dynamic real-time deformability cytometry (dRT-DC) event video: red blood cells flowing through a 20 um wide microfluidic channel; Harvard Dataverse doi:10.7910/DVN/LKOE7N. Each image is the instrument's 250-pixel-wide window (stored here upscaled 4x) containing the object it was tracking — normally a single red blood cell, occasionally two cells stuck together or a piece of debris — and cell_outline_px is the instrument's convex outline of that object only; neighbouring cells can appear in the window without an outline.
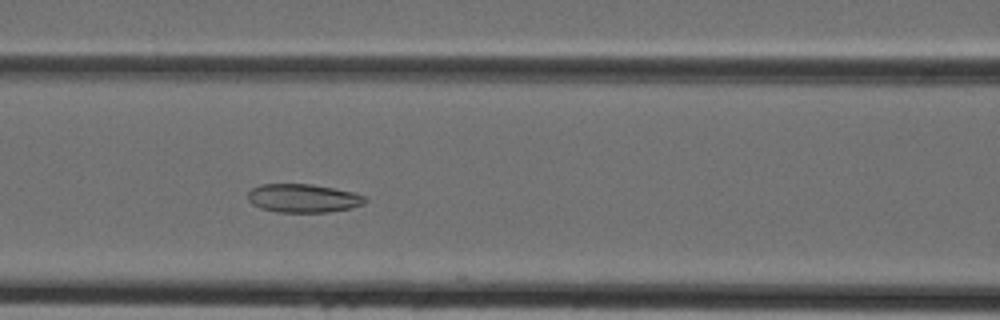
{"species": "Egyptian fruit bat (a non-hibernating species)", "species_latin": "Rousettus aegyptiacus", "temperature_condition": "cold", "stored_images_in_passage": 42, "camera_frame_rate_fps": 3000, "um_per_image_px": 0.085, "animal": {"sex": "female"}, "frame": {"image": 1, "passage_image": 16, "time_ms": 5.0, "image_size_px": [1000, 320], "cell_outline_px": [[368, 200], [364, 204], [352, 208], [328, 212], [276, 212], [260, 208], [252, 204], [248, 200], [248, 192], [252, 188], [260, 184], [312, 184], [352, 192], [364, 196]], "centroid_in_image_um": [25.76, 16.85], "position_along_channel_um": 140.8, "area_um2": 19.54}}
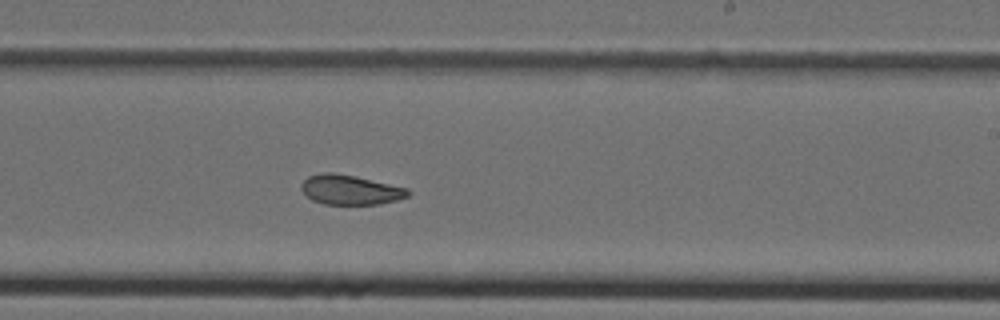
{"frame": {"image": 2, "passage_image": 24, "time_ms": 7.667, "image_size_px": [1000, 320], "cell_outline_px": [[412, 192], [408, 196], [396, 200], [380, 204], [324, 204], [312, 200], [300, 188], [300, 184], [308, 176], [324, 172], [332, 172], [352, 176], [408, 188]], "centroid_in_image_um": [29.76, 16.14], "position_along_channel_um": 259.2, "area_um2": 18.26}}
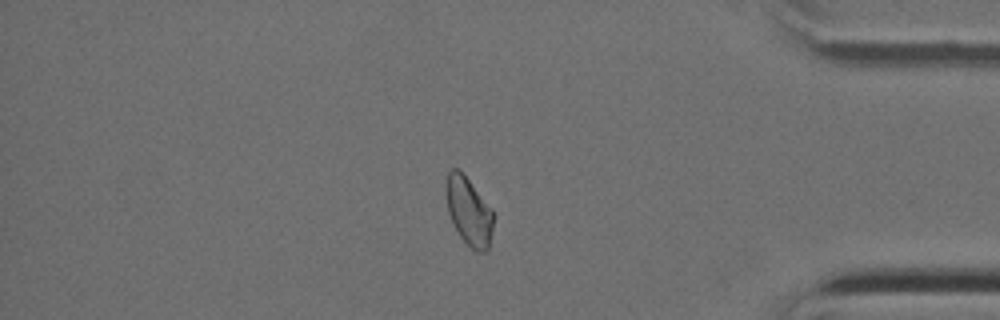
{"frame": {"image": 3, "passage_image": 35, "time_ms": 11.333, "image_size_px": [1000, 320], "cell_outline_px": [[496, 216], [488, 248], [484, 252], [476, 252], [460, 236], [448, 212], [444, 192], [444, 184], [448, 172], [452, 168], [460, 168], [492, 208]], "centroid_in_image_um": [39.85, 17.89], "position_along_channel_um": 395.3, "area_um2": 19.31}}